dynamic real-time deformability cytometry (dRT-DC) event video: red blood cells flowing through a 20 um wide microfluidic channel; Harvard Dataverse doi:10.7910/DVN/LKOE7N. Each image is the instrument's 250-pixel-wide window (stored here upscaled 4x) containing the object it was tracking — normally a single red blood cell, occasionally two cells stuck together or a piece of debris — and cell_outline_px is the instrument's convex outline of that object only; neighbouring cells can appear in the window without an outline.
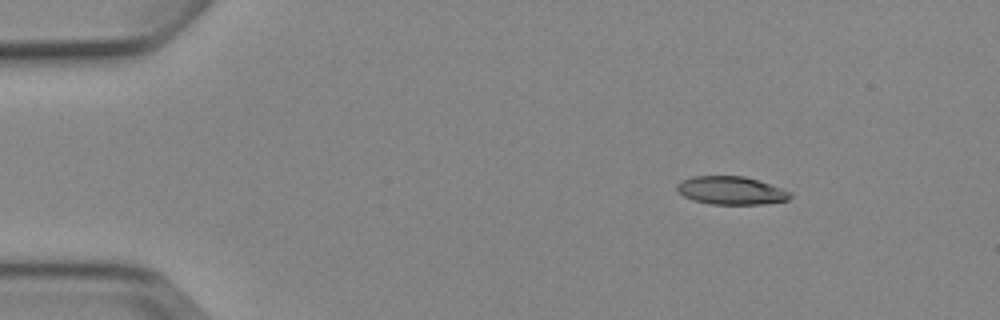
{"species": "Egyptian fruit bat (a non-hibernating species)", "species_latin": "Rousettus aegyptiacus", "temperature_condition": "cold", "stored_images_in_passage": 7, "camera_frame_rate_fps": 3000, "um_per_image_px": 0.085, "animal": {"sex": "female"}, "frame": {"image": 1, "passage_image": 2, "time_ms": 2.0, "image_size_px": [1000, 320], "cell_outline_px": [[792, 196], [788, 200], [764, 204], [712, 204], [692, 200], [676, 192], [676, 184], [692, 176], [744, 176], [784, 188], [792, 192]], "centroid_in_image_um": [62.16, 16.19], "position_along_channel_um": 22.8, "area_um2": 18.73}}
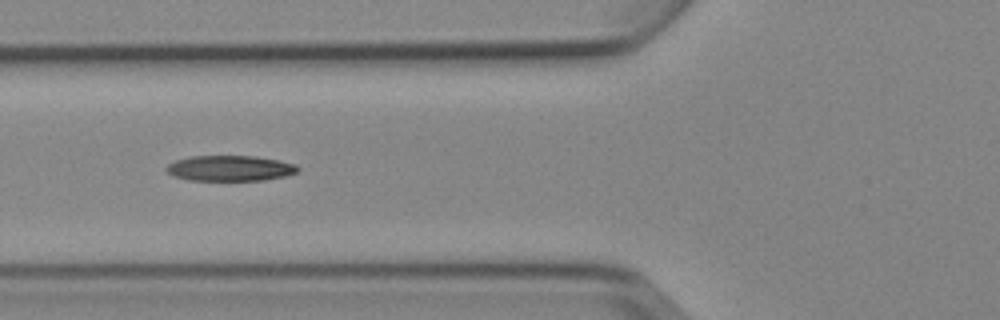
{"frame": {"image": 2, "passage_image": 6, "time_ms": 6.333, "image_size_px": [1000, 320], "cell_outline_px": [[300, 168], [296, 172], [284, 176], [264, 180], [188, 180], [172, 176], [164, 168], [168, 164], [176, 160], [188, 156], [256, 156], [280, 160], [296, 164]], "centroid_in_image_um": [19.53, 14.29], "position_along_channel_um": 106.3, "area_um2": 19.65}}
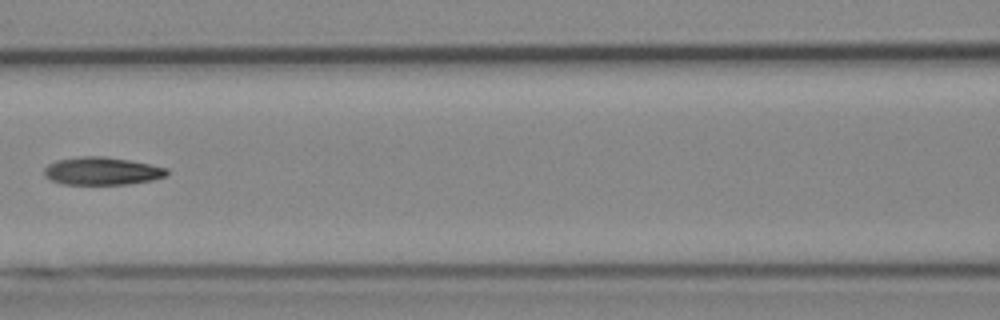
{"frame": {"image": 3, "passage_image": 7, "time_ms": 7.667, "image_size_px": [1000, 320], "cell_outline_px": [[168, 176], [152, 180], [128, 184], [64, 184], [52, 180], [44, 176], [44, 168], [48, 164], [56, 160], [80, 156], [104, 156], [128, 160], [168, 168]], "centroid_in_image_um": [8.66, 14.53], "position_along_channel_um": 157.9, "area_um2": 19.88}}